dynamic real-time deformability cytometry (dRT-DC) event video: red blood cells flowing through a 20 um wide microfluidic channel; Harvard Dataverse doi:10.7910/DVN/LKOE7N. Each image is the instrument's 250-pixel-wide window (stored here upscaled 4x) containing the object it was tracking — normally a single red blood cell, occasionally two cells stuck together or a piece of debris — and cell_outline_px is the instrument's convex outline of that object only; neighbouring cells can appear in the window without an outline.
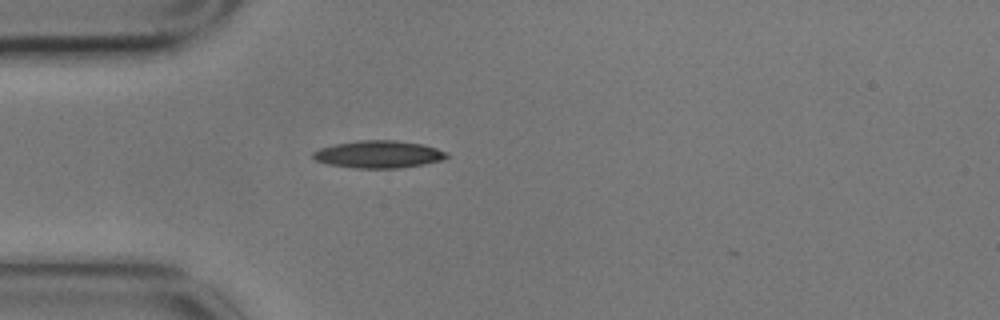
{"species": "common noctule bat (a hibernating species)", "species_latin": "Nyctalus noctula", "temperature_condition": "cold", "stored_images_in_passage": 1, "camera_frame_rate_fps": 3000, "um_per_image_px": 0.085, "animal": {"sex": "male", "body_mass_g": 17.9}, "frame": {"image": 1, "passage_image": 1, "time_ms": 0.0, "image_size_px": [1000, 320], "cell_outline_px": [[448, 156], [440, 160], [424, 164], [400, 168], [356, 168], [328, 164], [316, 160], [312, 156], [312, 152], [320, 148], [336, 144], [360, 140], [396, 140], [420, 144], [436, 148], [448, 152]], "centroid_in_image_um": [32.17, 13.12], "position_along_channel_um": 52.8, "area_um2": 21.15}}